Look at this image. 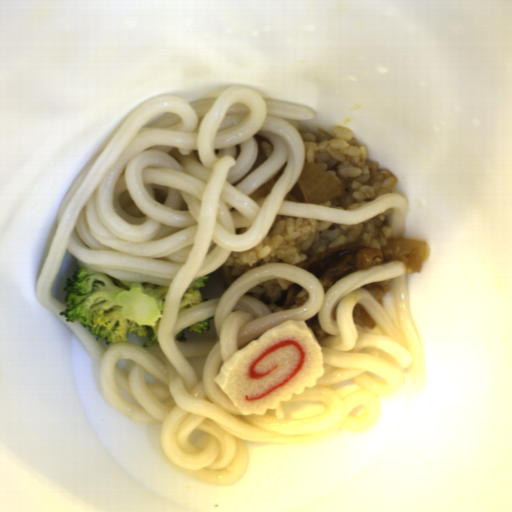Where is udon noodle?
Masks as SVG:
<instances>
[{
	"instance_id": "1",
	"label": "udon noodle",
	"mask_w": 512,
	"mask_h": 512,
	"mask_svg": "<svg viewBox=\"0 0 512 512\" xmlns=\"http://www.w3.org/2000/svg\"><path fill=\"white\" fill-rule=\"evenodd\" d=\"M317 109L265 99L230 86L217 97L187 101L177 93L143 100L115 128L105 148L64 193L56 226L35 283L39 303L82 344L97 369L100 396L136 424L161 423L162 452L172 465L204 485L232 486L247 471V442L303 446L363 430L419 370L420 346L412 318L407 268L400 262L349 273L325 291L320 280L293 264L246 269L217 298L181 314L196 276L223 267L233 252L267 239L277 215L361 225L389 209L392 230L404 237L409 207L381 195L355 211H337L284 198L303 170L305 152L296 125ZM273 153L236 187L254 164L252 136ZM286 160L270 195H248ZM88 270L115 278L167 285L157 343L102 346L59 315L65 305L50 287L64 251ZM303 285L300 308L270 312L244 294L266 279ZM397 320L363 286L391 280ZM364 307L377 326L356 325ZM218 335L178 341L185 327L208 317ZM288 320H305L323 354L316 387L263 415H239L215 383L220 366L239 348ZM131 360L127 374L118 359Z\"/></svg>"
}]
</instances>
